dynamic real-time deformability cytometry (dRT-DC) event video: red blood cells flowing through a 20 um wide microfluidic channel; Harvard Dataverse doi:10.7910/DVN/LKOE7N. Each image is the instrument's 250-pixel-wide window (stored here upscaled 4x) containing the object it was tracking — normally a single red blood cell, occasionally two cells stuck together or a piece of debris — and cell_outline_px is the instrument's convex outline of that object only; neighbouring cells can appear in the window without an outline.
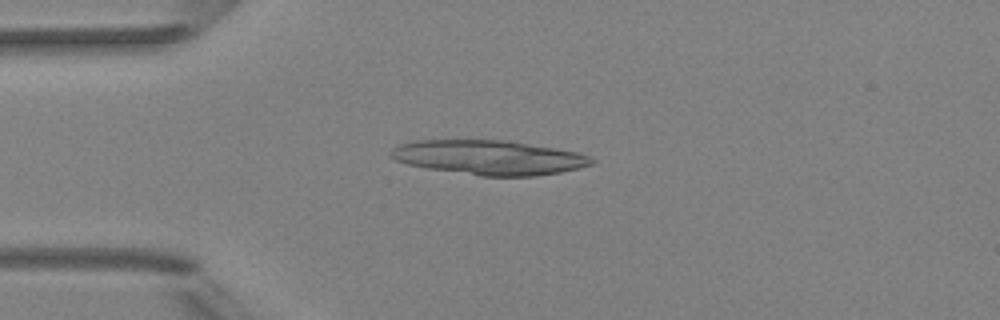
{"species": "Egyptian fruit bat (a non-hibernating species)", "species_latin": "Rousettus aegyptiacus", "temperature_condition": "room temperature", "stored_images_in_passage": 4, "camera_frame_rate_fps": 3000, "um_per_image_px": 0.085, "animal": {"sex": "female"}, "frame": {"image": 1, "passage_image": 4, "time_ms": 3.667, "image_size_px": [1000, 320], "cell_outline_px": [[596, 160], [592, 164], [580, 168], [560, 172], [536, 176], [480, 176], [428, 168], [408, 164], [396, 160], [388, 156], [392, 148], [400, 144], [416, 140], [504, 140], [556, 148], [580, 152]], "centroid_in_image_um": [41.58, 13.38], "position_along_channel_um": 43.4, "area_um2": 40.4}}